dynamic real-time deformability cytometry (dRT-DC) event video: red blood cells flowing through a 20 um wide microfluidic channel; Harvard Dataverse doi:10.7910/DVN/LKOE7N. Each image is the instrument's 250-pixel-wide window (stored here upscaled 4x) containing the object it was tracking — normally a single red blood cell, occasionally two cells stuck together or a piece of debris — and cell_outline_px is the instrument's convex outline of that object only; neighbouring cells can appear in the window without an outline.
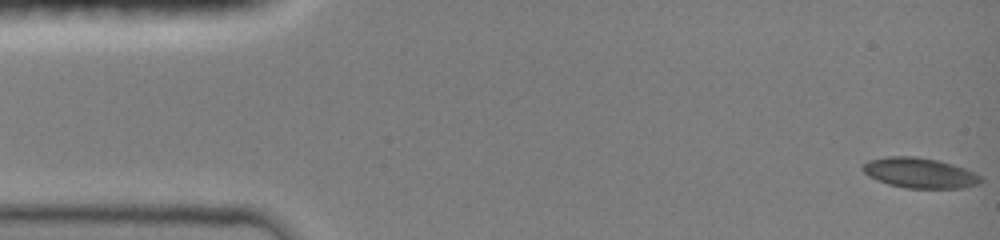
{"species": "common noctule bat (a hibernating species)", "species_latin": "Nyctalus noctula", "temperature_condition": "room temperature", "stored_images_in_passage": 48, "camera_frame_rate_fps": 3000, "um_per_image_px": 0.085, "animal": {"sex": "female", "body_mass_g": 19.0, "forearm_length_mm": 51.5}, "frame": {"image": 1, "passage_image": 1, "time_ms": 0.0, "image_size_px": [1000, 240], "cell_outline_px": [[984, 180], [980, 184], [964, 188], [904, 188], [888, 184], [868, 176], [860, 168], [868, 160], [888, 156], [916, 156], [940, 160], [964, 168], [980, 176]], "centroid_in_image_um": [78.17, 14.7], "position_along_channel_um": 6.8, "area_um2": 20.98}}
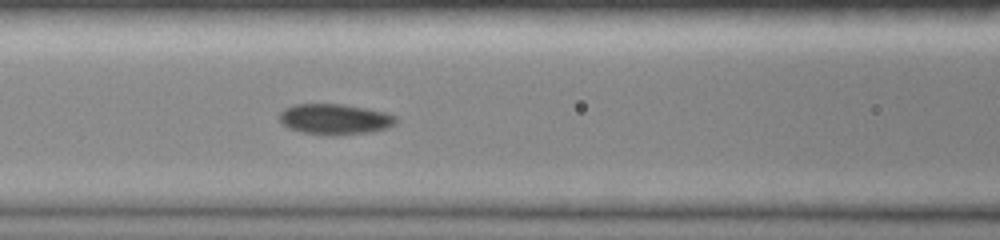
{"frame": {"image": 2, "passage_image": 20, "time_ms": 6.333, "image_size_px": [1000, 240], "cell_outline_px": [[396, 124], [388, 128], [372, 132], [332, 136], [300, 132], [288, 128], [280, 120], [280, 112], [284, 108], [292, 104], [340, 104], [388, 112], [396, 116]], "centroid_in_image_um": [28.48, 10.14], "position_along_channel_um": 138.1, "area_um2": 21.04}}
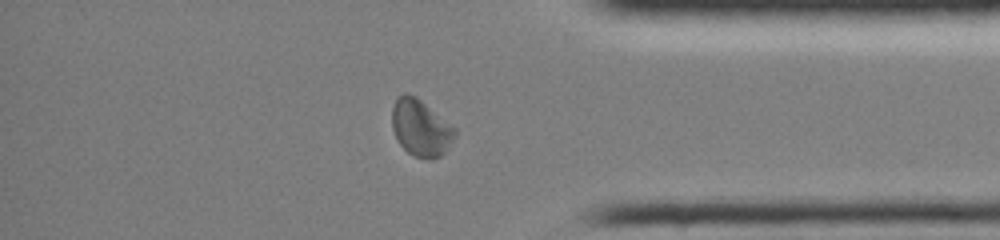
{"frame": {"image": 3, "passage_image": 40, "time_ms": 13.0, "image_size_px": [1000, 240], "cell_outline_px": [[456, 136], [448, 148], [440, 156], [432, 160], [428, 160], [412, 156], [400, 144], [392, 128], [392, 108], [396, 100], [404, 92], [408, 92], [416, 96], [456, 128]], "centroid_in_image_um": [35.77, 10.88], "position_along_channel_um": 399.4, "area_um2": 20.87}, "authors_computed_cell_mechanics": {"area_um2": 20.23, "velocity_mm_per_s": 4.0126, "shape_relaxation_time_tau1_ms": 4.3272, "shape_relaxation_time_tau2_ms": 5.9748, "deformation_change_tau1": 0.1153, "deformation_change_tau2": 0.0543}}